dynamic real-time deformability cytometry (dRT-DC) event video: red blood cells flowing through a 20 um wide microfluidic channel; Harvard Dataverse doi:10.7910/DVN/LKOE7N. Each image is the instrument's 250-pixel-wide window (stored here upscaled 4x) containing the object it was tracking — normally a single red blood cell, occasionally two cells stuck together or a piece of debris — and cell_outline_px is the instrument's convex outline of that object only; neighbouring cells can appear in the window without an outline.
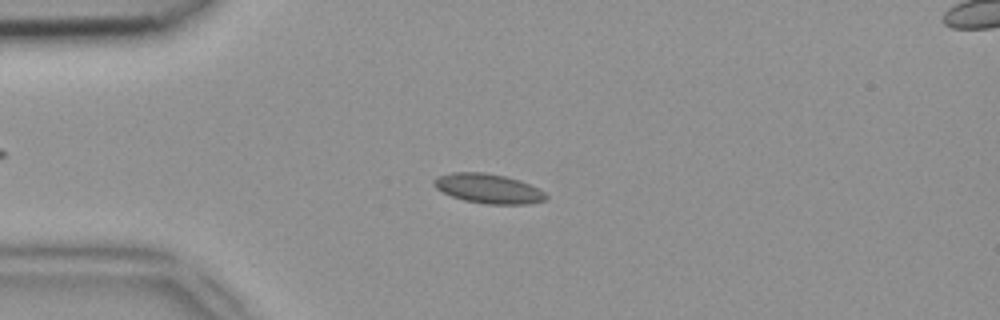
{"species": "common noctule bat (a hibernating species)", "species_latin": "Nyctalus noctula", "temperature_condition": "room temperature", "stored_images_in_passage": 49, "camera_frame_rate_fps": 3000, "um_per_image_px": 0.085, "animal": {"sex": "female", "body_mass_g": 18.4}, "frame": {"image": 1, "passage_image": 12, "time_ms": 3.667, "image_size_px": [1000, 320], "cell_outline_px": [[548, 200], [528, 204], [484, 204], [464, 200], [452, 196], [436, 188], [432, 184], [432, 180], [440, 176], [452, 172], [484, 172], [504, 176], [520, 180], [544, 192], [548, 196]], "centroid_in_image_um": [41.51, 16.03], "position_along_channel_um": 43.5, "area_um2": 19.25}}
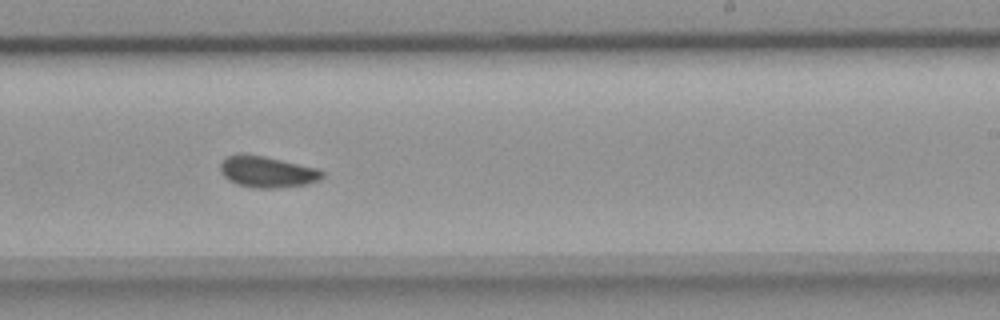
{"frame": {"image": 2, "passage_image": 30, "time_ms": 9.667, "image_size_px": [1000, 320], "cell_outline_px": [[324, 176], [320, 180], [308, 184], [276, 188], [252, 188], [236, 184], [228, 180], [220, 172], [220, 164], [228, 156], [264, 156], [320, 168], [324, 172]], "centroid_in_image_um": [22.78, 14.64], "position_along_channel_um": 266.2, "area_um2": 18.44}}
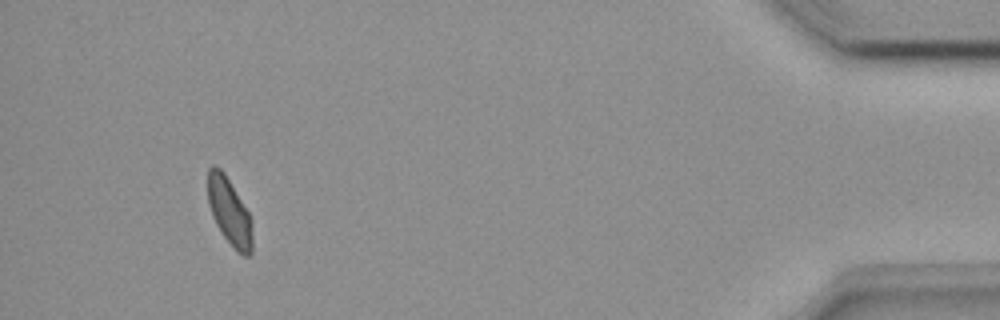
{"frame": {"image": 3, "passage_image": 46, "time_ms": 15.0, "image_size_px": [1000, 320], "cell_outline_px": [[252, 252], [248, 256], [244, 256], [236, 252], [224, 236], [216, 224], [212, 216], [208, 204], [208, 168], [212, 164], [216, 164], [224, 172], [248, 212], [252, 236]], "centroid_in_image_um": [19.47, 17.98], "position_along_channel_um": 415.7, "area_um2": 17.28}}